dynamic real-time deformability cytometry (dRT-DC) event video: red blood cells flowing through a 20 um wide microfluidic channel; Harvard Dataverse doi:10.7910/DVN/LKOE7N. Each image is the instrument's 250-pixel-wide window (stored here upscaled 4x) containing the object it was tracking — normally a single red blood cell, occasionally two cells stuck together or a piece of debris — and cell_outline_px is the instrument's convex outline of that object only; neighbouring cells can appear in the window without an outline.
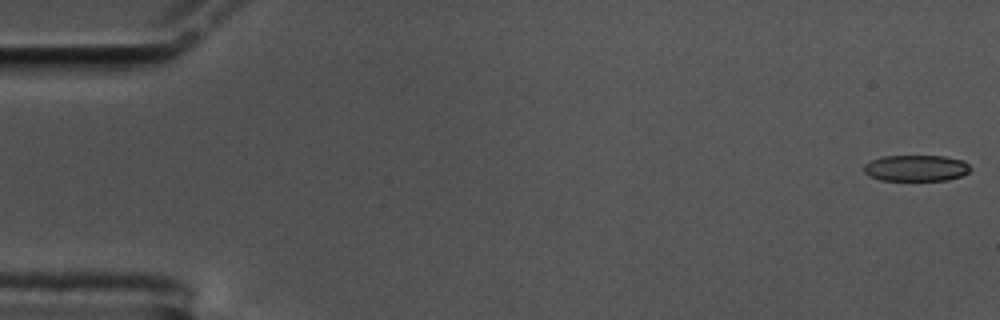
{"species": "common noctule bat (a hibernating species)", "species_latin": "Nyctalus noctula", "temperature_condition": "cold", "stored_images_in_passage": 58, "camera_frame_rate_fps": 3000, "um_per_image_px": 0.085, "animal": {"sex": "male", "body_mass_g": 17.5, "forearm_length_mm": 52.3}, "frame": {"image": 1, "passage_image": 1, "time_ms": 0.0, "image_size_px": [1000, 320], "cell_outline_px": [[972, 168], [968, 172], [960, 176], [948, 180], [880, 180], [868, 176], [864, 172], [864, 164], [880, 156], [944, 156], [964, 160]], "centroid_in_image_um": [77.86, 14.28], "position_along_channel_um": 7.1, "area_um2": 16.36}}
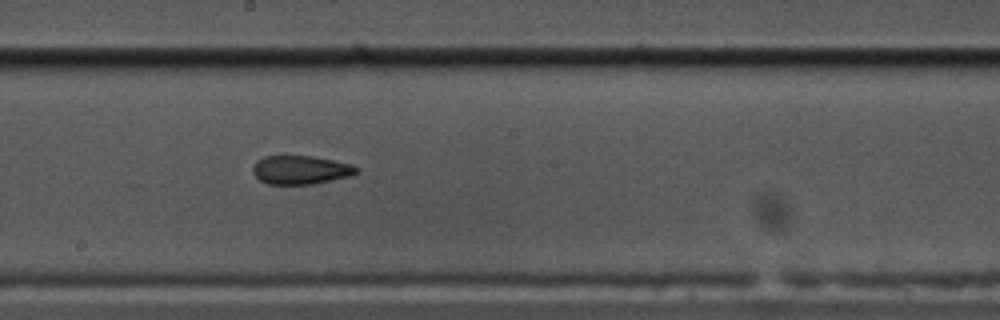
{"frame": {"image": 2, "passage_image": 32, "time_ms": 10.333, "image_size_px": [1000, 320], "cell_outline_px": [[360, 172], [352, 176], [312, 184], [268, 184], [260, 180], [252, 172], [252, 168], [256, 160], [264, 156], [312, 156], [352, 164], [360, 168]], "centroid_in_image_um": [25.58, 14.44], "position_along_channel_um": 222.6, "area_um2": 17.46}}
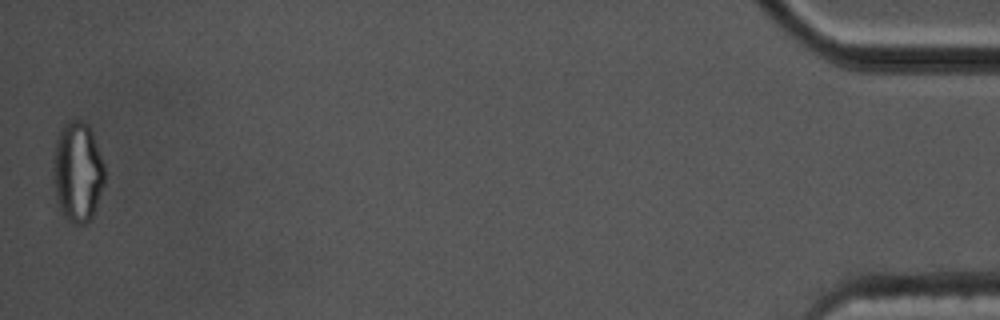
{"frame": {"image": 3, "passage_image": 58, "time_ms": 19.0, "image_size_px": [1000, 320], "cell_outline_px": [[104, 184], [92, 216], [84, 224], [72, 224], [60, 212], [56, 200], [52, 172], [52, 168], [56, 140], [60, 128], [64, 124], [72, 120], [80, 120], [88, 124], [92, 132], [104, 164]], "centroid_in_image_um": [6.57, 14.61], "position_along_channel_um": 428.6, "area_um2": 30.17}, "authors_computed_cell_mechanics": {"area_um2": 17.7735, "velocity_mm_per_s": 3.4539, "shape_relaxation_time_tau1_ms": null, "shape_relaxation_time_tau2_ms": 2.7402, "deformation_change_tau1": null, "deformation_change_tau2": 0.1043}}